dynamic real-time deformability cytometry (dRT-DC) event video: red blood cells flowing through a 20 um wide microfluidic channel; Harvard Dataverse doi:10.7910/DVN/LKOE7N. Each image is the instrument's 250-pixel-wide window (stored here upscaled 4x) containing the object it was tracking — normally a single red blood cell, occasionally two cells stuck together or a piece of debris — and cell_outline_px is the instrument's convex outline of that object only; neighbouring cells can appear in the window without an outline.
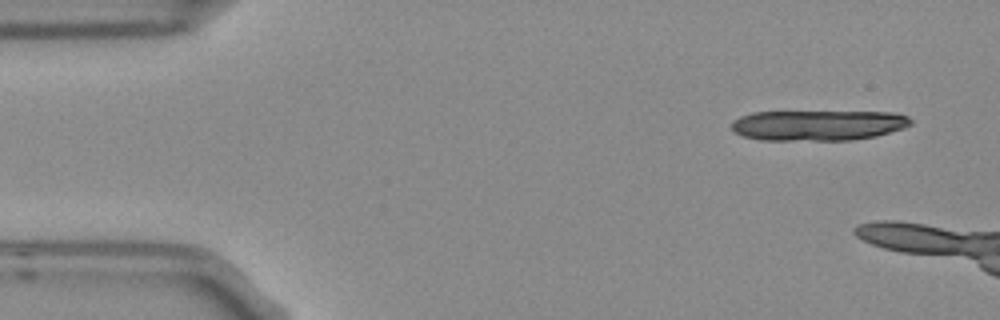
{"species": "Egyptian fruit bat (a non-hibernating species)", "species_latin": "Rousettus aegyptiacus", "temperature_condition": "room temperature", "stored_images_in_passage": 3, "camera_frame_rate_fps": 3000, "um_per_image_px": 0.085, "frame": {"image": 1, "passage_image": 1, "time_ms": 0.0, "image_size_px": [1000, 320], "cell_outline_px": [[912, 124], [904, 128], [876, 136], [852, 140], [760, 140], [744, 136], [732, 132], [732, 120], [740, 116], [752, 112], [896, 112], [908, 116], [912, 120]], "centroid_in_image_um": [69.54, 10.65], "position_along_channel_um": 15.5, "area_um2": 32.02}}